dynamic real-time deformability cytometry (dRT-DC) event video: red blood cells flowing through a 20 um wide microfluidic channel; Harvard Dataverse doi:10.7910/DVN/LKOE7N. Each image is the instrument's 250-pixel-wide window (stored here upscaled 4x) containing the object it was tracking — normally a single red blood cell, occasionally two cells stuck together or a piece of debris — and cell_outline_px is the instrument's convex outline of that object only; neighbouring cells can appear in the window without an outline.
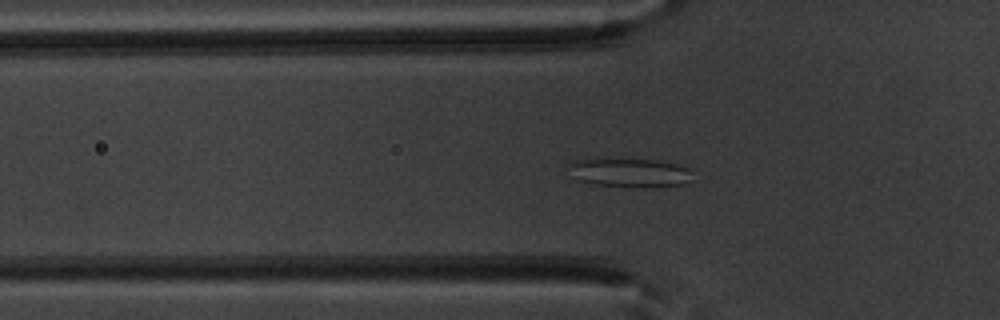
{"species": "common noctule bat (a hibernating species)", "species_latin": "Nyctalus noctula", "temperature_condition": "warm", "stored_images_in_passage": 53, "segment_of_instrument_passage": [1, 2], "camera_frame_rate_fps": 3000, "um_per_image_px": 0.085, "animal": {"sex": "male", "body_mass_g": 20.1, "forearm_length_mm": 53.5}, "frame": {"image": 1, "passage_image": 18, "time_ms": 5.667, "image_size_px": [1000, 320], "cell_outline_px": [[692, 180], [684, 184], [648, 188], [644, 188], [592, 184], [576, 180], [572, 164], [576, 160], [600, 156], [604, 156], [656, 160], [676, 164], [688, 168], [692, 172]], "centroid_in_image_um": [53.57, 14.65], "position_along_channel_um": 72.2, "area_um2": 21.56}}
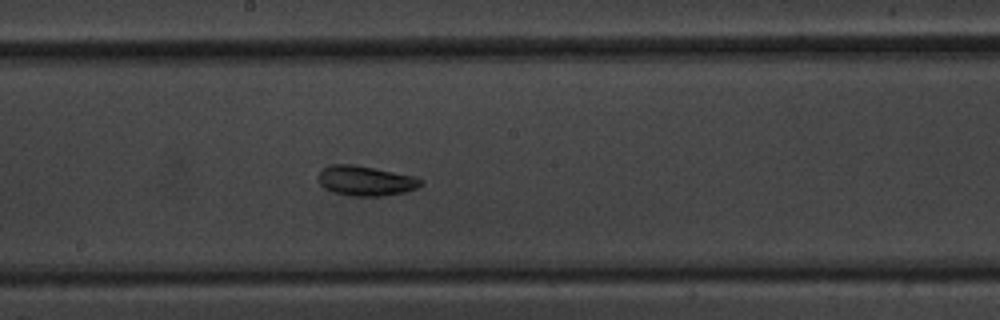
{"frame": {"image": 2, "passage_image": 29, "time_ms": 9.333, "image_size_px": [1000, 320], "cell_outline_px": [[424, 184], [416, 188], [404, 192], [384, 196], [352, 196], [332, 192], [324, 188], [320, 184], [316, 176], [324, 168], [332, 164], [352, 164], [416, 176], [424, 180]], "centroid_in_image_um": [31.09, 15.37], "position_along_channel_um": 217.1, "area_um2": 18.03}}
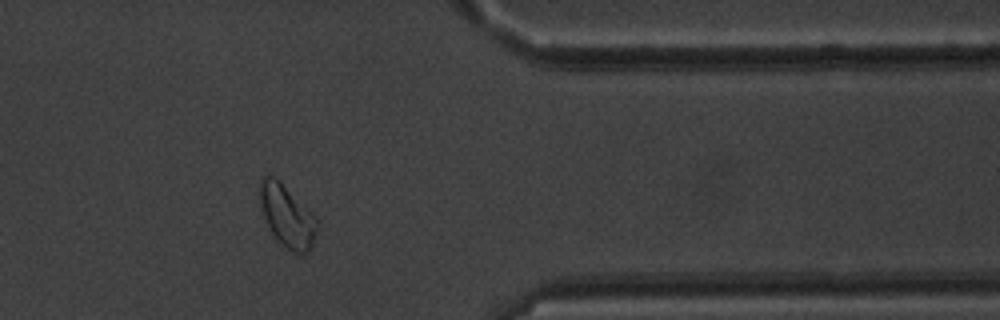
{"frame": {"image": 3, "passage_image": 43, "time_ms": 14.0, "image_size_px": [1000, 320], "cell_outline_px": [[320, 228], [312, 248], [308, 252], [296, 252], [280, 244], [272, 232], [264, 216], [260, 204], [260, 176], [276, 176], [320, 220]], "centroid_in_image_um": [24.46, 18.34], "position_along_channel_um": 386.9, "area_um2": 20.98}}